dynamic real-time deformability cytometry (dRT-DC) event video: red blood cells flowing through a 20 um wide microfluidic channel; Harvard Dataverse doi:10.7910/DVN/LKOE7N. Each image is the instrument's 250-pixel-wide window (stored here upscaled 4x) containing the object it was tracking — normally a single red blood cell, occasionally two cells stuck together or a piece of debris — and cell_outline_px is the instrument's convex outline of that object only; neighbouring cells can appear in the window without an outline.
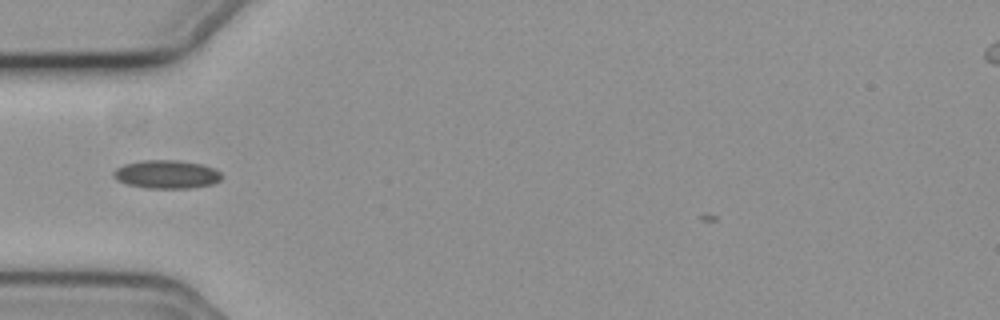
{"species": "common noctule bat (a hibernating species)", "species_latin": "Nyctalus noctula", "temperature_condition": "cold", "stored_images_in_passage": 37, "camera_frame_rate_fps": 3000, "um_per_image_px": 0.085, "animal": {"sex": "female", "body_mass_g": 19.3, "forearm_length_mm": 54.1}, "frame": {"image": 1, "passage_image": 4, "time_ms": 1.0, "image_size_px": [1000, 320], "cell_outline_px": [[220, 180], [212, 184], [188, 188], [148, 188], [128, 184], [116, 180], [112, 176], [112, 172], [116, 168], [124, 164], [140, 160], [180, 160], [200, 164], [212, 168], [220, 172]], "centroid_in_image_um": [14.1, 14.81], "position_along_channel_um": 70.9, "area_um2": 17.8}}
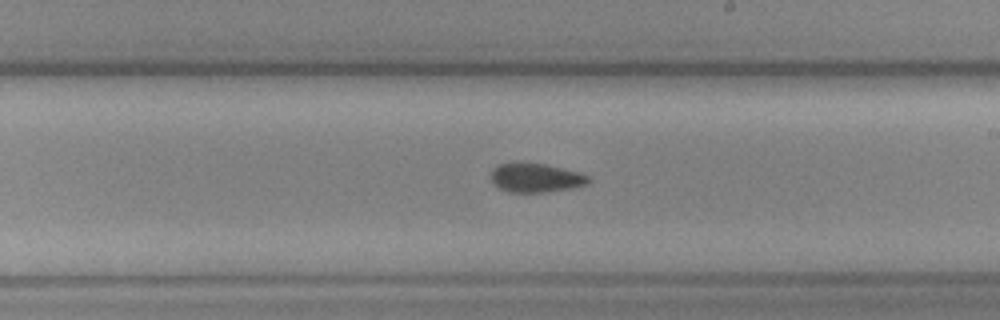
{"frame": {"image": 2, "passage_image": 18, "time_ms": 5.667, "image_size_px": [1000, 320], "cell_outline_px": [[592, 180], [588, 184], [572, 188], [544, 192], [508, 192], [500, 188], [492, 180], [492, 168], [496, 164], [544, 164], [576, 172], [588, 176]], "centroid_in_image_um": [45.56, 15.13], "position_along_channel_um": 243.4, "area_um2": 16.01}}
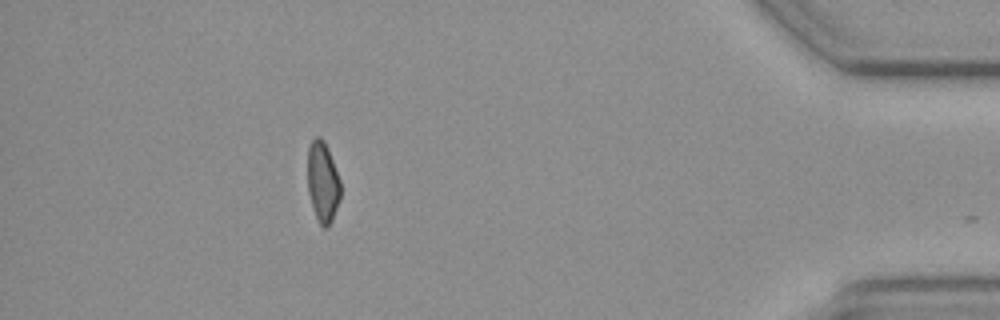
{"frame": {"image": 3, "passage_image": 36, "time_ms": 11.667, "image_size_px": [1000, 320], "cell_outline_px": [[340, 200], [332, 220], [328, 228], [324, 228], [320, 224], [312, 208], [308, 192], [308, 148], [312, 140], [316, 136], [320, 136], [324, 140], [328, 148], [340, 180]], "centroid_in_image_um": [27.43, 15.47], "position_along_channel_um": 407.8, "area_um2": 15.55}}